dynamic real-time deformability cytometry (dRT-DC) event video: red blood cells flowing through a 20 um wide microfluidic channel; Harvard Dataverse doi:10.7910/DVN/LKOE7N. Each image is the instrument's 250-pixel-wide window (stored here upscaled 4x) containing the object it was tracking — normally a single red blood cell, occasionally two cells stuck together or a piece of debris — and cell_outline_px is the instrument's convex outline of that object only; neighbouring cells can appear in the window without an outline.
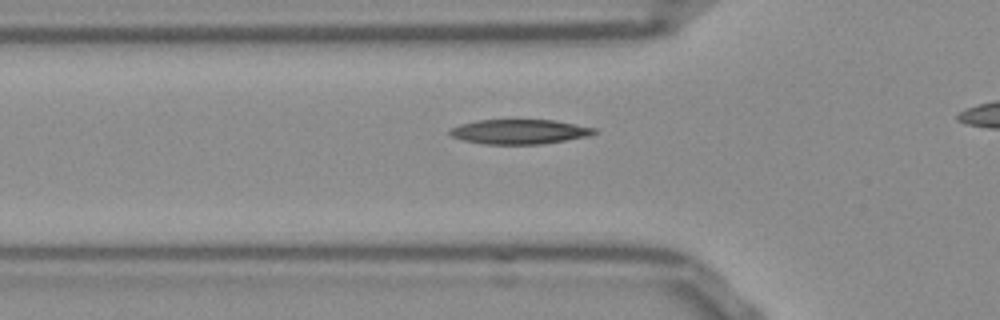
{"species": "Egyptian fruit bat (a non-hibernating species)", "species_latin": "Rousettus aegyptiacus", "temperature_condition": "room temperature", "stored_images_in_passage": 36, "camera_frame_rate_fps": 3000, "um_per_image_px": 0.085, "frame": {"image": 1, "passage_image": 11, "time_ms": 3.333, "image_size_px": [1000, 320], "cell_outline_px": [[600, 132], [588, 136], [540, 144], [484, 144], [464, 140], [452, 136], [448, 132], [448, 128], [460, 124], [476, 120], [556, 120], [596, 128]], "centroid_in_image_um": [44.15, 11.18], "position_along_channel_um": 81.6, "area_um2": 20.81}}
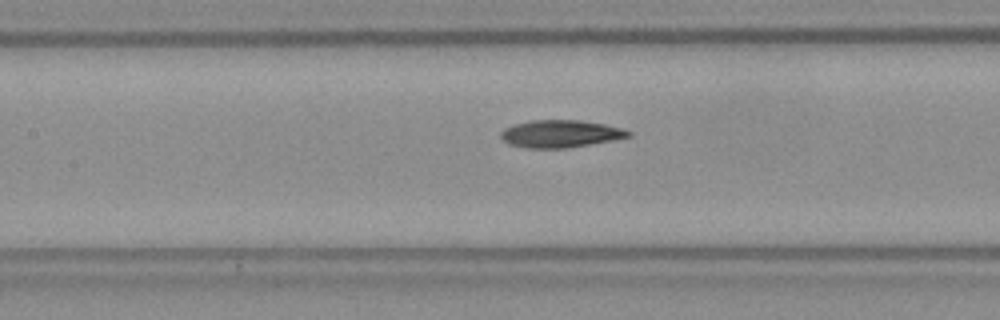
{"frame": {"image": 2, "passage_image": 17, "time_ms": 5.333, "image_size_px": [1000, 320], "cell_outline_px": [[632, 136], [612, 140], [568, 148], [524, 148], [508, 144], [500, 136], [500, 132], [504, 128], [512, 124], [532, 120], [580, 120], [604, 124], [624, 128], [632, 132]], "centroid_in_image_um": [47.63, 11.37], "position_along_channel_um": 159.8, "area_um2": 20.58}}
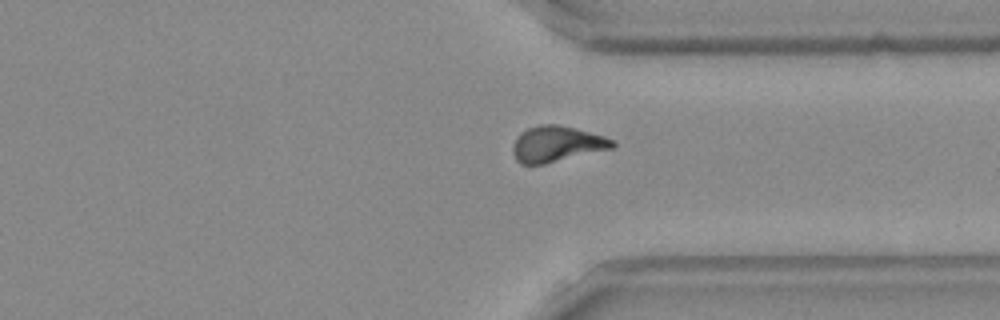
{"frame": {"image": 3, "passage_image": 33, "time_ms": 10.667, "image_size_px": [1000, 320], "cell_outline_px": [[616, 148], [544, 164], [520, 164], [516, 160], [512, 152], [512, 144], [520, 132], [528, 128], [540, 124], [556, 124], [576, 128], [604, 136], [616, 140]], "centroid_in_image_um": [47.35, 12.24], "position_along_channel_um": 364.1, "area_um2": 21.15}}